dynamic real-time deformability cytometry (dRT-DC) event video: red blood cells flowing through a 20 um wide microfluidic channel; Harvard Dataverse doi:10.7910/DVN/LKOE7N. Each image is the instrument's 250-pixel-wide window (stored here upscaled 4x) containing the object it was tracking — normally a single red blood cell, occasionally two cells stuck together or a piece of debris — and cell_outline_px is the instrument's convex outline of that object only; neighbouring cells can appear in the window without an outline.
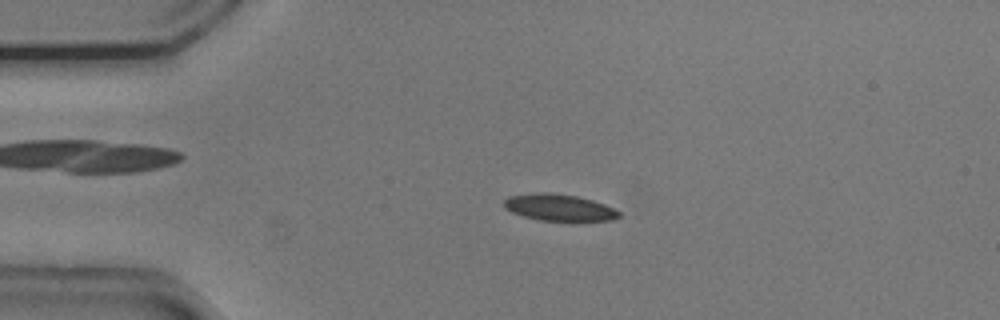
{"species": "common noctule bat (a hibernating species)", "species_latin": "Nyctalus noctula", "temperature_condition": "cold", "stored_images_in_passage": 50, "camera_frame_rate_fps": 3000, "um_per_image_px": 0.085, "animal": {"sex": "male", "body_mass_g": 20.5, "forearm_length_mm": 52.5}, "frame": {"image": 1, "passage_image": 8, "time_ms": 2.333, "image_size_px": [1000, 320], "cell_outline_px": [[620, 216], [612, 220], [572, 224], [540, 220], [524, 216], [512, 212], [504, 208], [504, 200], [508, 196], [532, 192], [548, 192], [576, 196], [592, 200], [604, 204], [620, 212]], "centroid_in_image_um": [47.55, 17.68], "position_along_channel_um": 37.4, "area_um2": 18.73}}
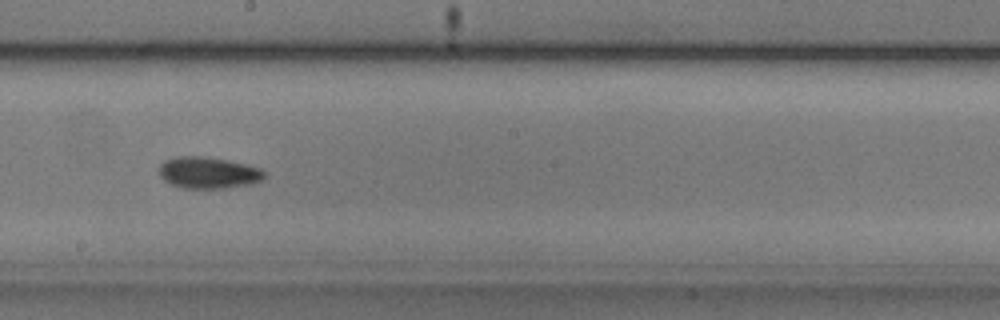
{"frame": {"image": 2, "passage_image": 26, "time_ms": 8.333, "image_size_px": [1000, 320], "cell_outline_px": [[264, 176], [260, 180], [252, 184], [224, 188], [184, 188], [172, 184], [164, 180], [160, 176], [160, 164], [164, 160], [180, 156], [200, 156], [224, 160], [244, 164], [260, 168], [264, 172]], "centroid_in_image_um": [17.68, 14.68], "position_along_channel_um": 230.5, "area_um2": 19.02}}
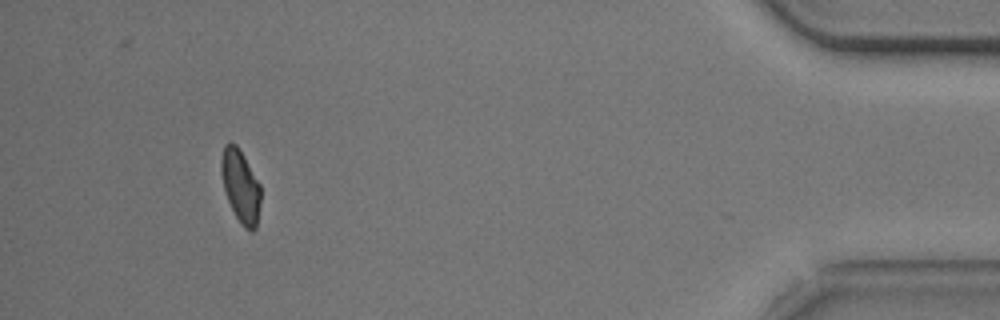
{"frame": {"image": 3, "passage_image": 46, "time_ms": 15.0, "image_size_px": [1000, 320], "cell_outline_px": [[260, 204], [256, 228], [252, 232], [244, 228], [240, 224], [228, 200], [224, 188], [220, 172], [220, 160], [224, 144], [228, 140], [236, 144], [260, 184]], "centroid_in_image_um": [20.43, 15.81], "position_along_channel_um": 414.8, "area_um2": 16.76}, "authors_computed_cell_mechanics": {"area_um2": 17.918, "velocity_mm_per_s": 3.7452, "shape_relaxation_time_tau1_ms": 3.3247, "shape_relaxation_time_tau2_ms": null, "deformation_change_tau1": 0.1083, "deformation_change_tau2": null}}